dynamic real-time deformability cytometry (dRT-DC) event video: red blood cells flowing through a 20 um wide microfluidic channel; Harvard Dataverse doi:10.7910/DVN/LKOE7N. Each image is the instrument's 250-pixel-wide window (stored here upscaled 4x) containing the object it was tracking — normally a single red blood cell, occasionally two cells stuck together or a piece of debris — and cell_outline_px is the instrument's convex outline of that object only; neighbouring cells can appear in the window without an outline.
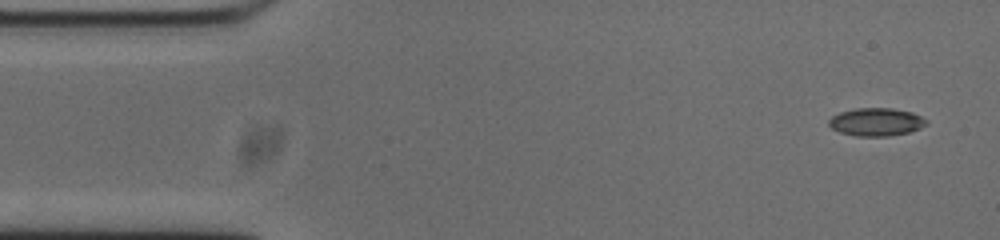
{"species": "common noctule bat (a hibernating species)", "species_latin": "Nyctalus noctula", "temperature_condition": "cold", "stored_images_in_passage": 51, "camera_frame_rate_fps": 3000, "um_per_image_px": 0.085, "animal": {"sex": "male", "body_mass_g": 20.0, "forearm_length_mm": 53.3}, "frame": {"image": 1, "passage_image": 1, "time_ms": 0.0, "image_size_px": [1000, 240], "cell_outline_px": [[928, 124], [920, 128], [908, 132], [888, 136], [856, 136], [840, 132], [832, 128], [828, 124], [828, 120], [832, 116], [840, 112], [856, 108], [892, 108], [912, 112], [928, 120]], "centroid_in_image_um": [74.48, 10.36], "position_along_channel_um": 10.5, "area_um2": 15.9}}
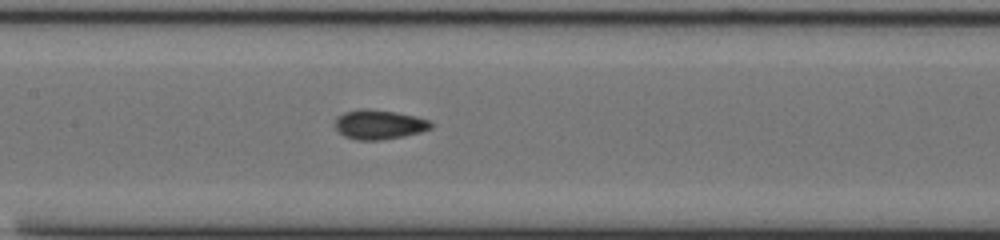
{"frame": {"image": 2, "passage_image": 22, "time_ms": 7.0, "image_size_px": [1000, 240], "cell_outline_px": [[432, 128], [420, 132], [380, 140], [356, 140], [344, 136], [336, 128], [336, 120], [344, 112], [392, 112], [412, 116], [428, 120], [432, 124]], "centroid_in_image_um": [32.25, 10.65], "position_along_channel_um": 175.2, "area_um2": 15.26}}
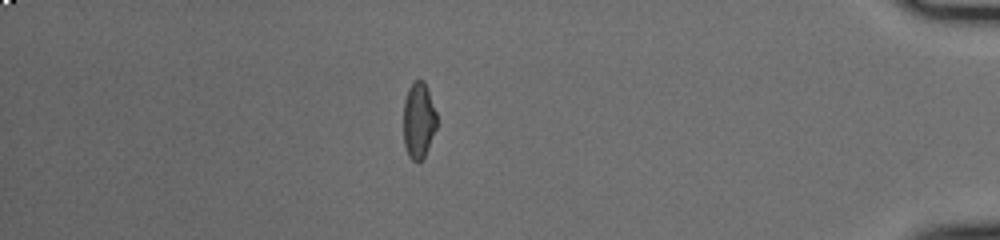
{"frame": {"image": 3, "passage_image": 44, "time_ms": 14.333, "image_size_px": [1000, 240], "cell_outline_px": [[436, 128], [424, 156], [416, 164], [408, 156], [404, 144], [404, 100], [408, 88], [416, 80], [424, 80], [436, 112]], "centroid_in_image_um": [35.57, 10.24], "position_along_channel_um": 399.6, "area_um2": 14.62}, "authors_computed_cell_mechanics": {"area_um2": 15.8372, "velocity_mm_per_s": 3.7667, "shape_relaxation_time_tau1_ms": null, "shape_relaxation_time_tau2_ms": 1.4759, "deformation_change_tau1": null, "deformation_change_tau2": 0.0621}}